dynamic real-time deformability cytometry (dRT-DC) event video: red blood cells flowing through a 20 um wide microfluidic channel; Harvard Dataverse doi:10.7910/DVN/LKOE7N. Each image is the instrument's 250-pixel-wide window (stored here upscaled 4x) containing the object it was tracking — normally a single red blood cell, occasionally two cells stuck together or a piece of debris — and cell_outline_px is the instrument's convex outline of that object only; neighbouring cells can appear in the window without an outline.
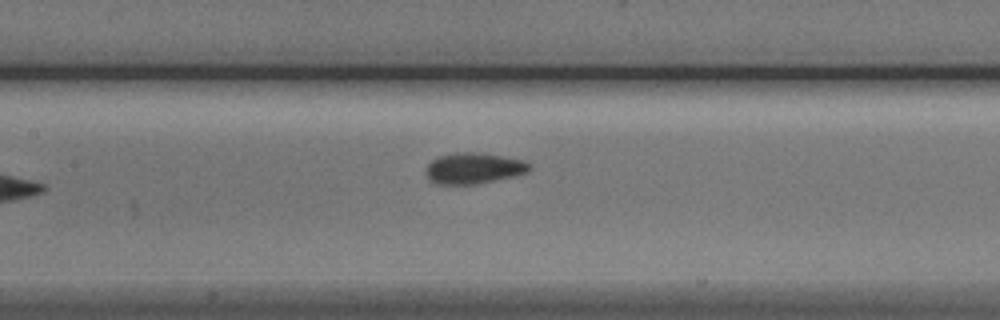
{"species": "Egyptian fruit bat (a non-hibernating species)", "species_latin": "Rousettus aegyptiacus", "temperature_condition": "cold", "stored_images_in_passage": 7, "camera_frame_rate_fps": 3000, "um_per_image_px": 0.085, "animal": {"sex": "male"}, "frame": {"image": 1, "passage_image": 7, "time_ms": 7.0, "image_size_px": [1000, 320], "cell_outline_px": [[532, 168], [528, 172], [516, 176], [472, 184], [436, 184], [428, 180], [424, 172], [424, 168], [432, 160], [440, 156], [456, 152], [476, 152], [524, 160]], "centroid_in_image_um": [40.22, 14.3], "position_along_channel_um": 167.2, "area_um2": 18.73}}